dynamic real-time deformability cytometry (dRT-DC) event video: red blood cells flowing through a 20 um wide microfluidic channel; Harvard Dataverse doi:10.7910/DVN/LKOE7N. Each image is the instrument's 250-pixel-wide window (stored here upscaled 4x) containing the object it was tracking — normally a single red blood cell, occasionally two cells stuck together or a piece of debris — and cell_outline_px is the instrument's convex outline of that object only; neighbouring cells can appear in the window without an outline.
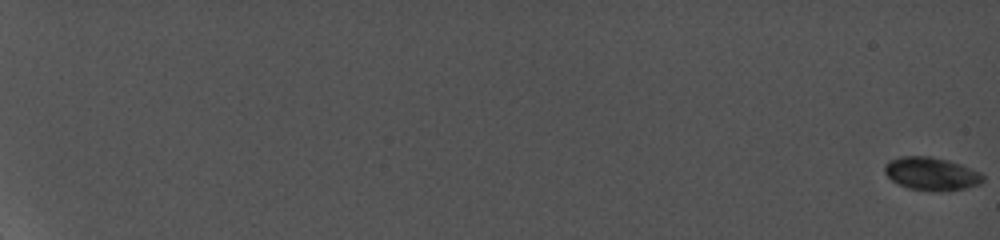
{"species": "common noctule bat (a hibernating species)", "species_latin": "Nyctalus noctula", "temperature_condition": "cold", "stored_images_in_passage": 50, "camera_frame_rate_fps": 5000, "um_per_image_px": 0.085, "animal": {"sex": "female", "body_mass_g": 19.0, "forearm_length_mm": 56.7}, "frame": {"image": 1, "passage_image": 1, "time_ms": 0.0, "image_size_px": [1000, 240], "cell_outline_px": [[984, 180], [980, 184], [964, 188], [908, 188], [892, 180], [884, 172], [884, 164], [888, 160], [900, 156], [932, 156], [948, 160], [960, 164], [980, 172], [984, 176]], "centroid_in_image_um": [79.13, 14.7], "position_along_channel_um": 5.9, "area_um2": 18.21}}
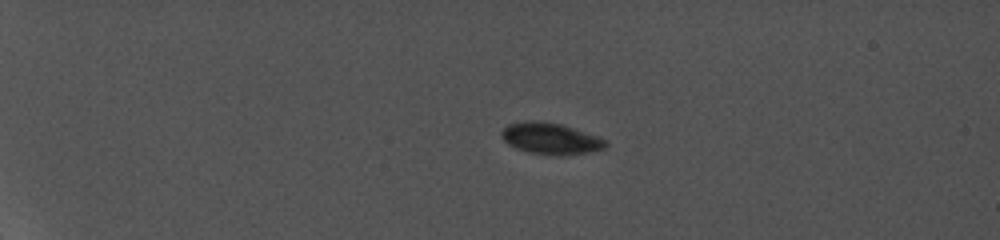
{"frame": {"image": 2, "passage_image": 37, "time_ms": 5.8, "image_size_px": [1000, 240], "cell_outline_px": [[608, 144], [604, 148], [588, 152], [564, 156], [560, 156], [528, 152], [516, 148], [508, 144], [500, 136], [500, 132], [508, 124], [524, 120], [540, 120], [560, 124], [608, 140]], "centroid_in_image_um": [46.77, 11.77], "position_along_channel_um": 38.2, "area_um2": 19.13}}